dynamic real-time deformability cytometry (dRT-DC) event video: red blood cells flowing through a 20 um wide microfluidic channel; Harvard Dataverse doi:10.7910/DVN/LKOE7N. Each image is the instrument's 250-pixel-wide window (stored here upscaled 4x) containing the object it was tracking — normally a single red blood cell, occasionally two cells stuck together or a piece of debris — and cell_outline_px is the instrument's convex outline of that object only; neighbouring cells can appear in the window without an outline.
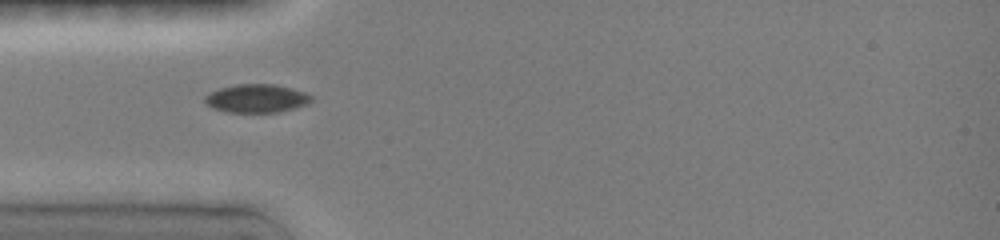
{"species": "common noctule bat (a hibernating species)", "species_latin": "Nyctalus noctula", "temperature_condition": "room temperature", "stored_images_in_passage": 4, "camera_frame_rate_fps": 3000, "um_per_image_px": 0.085, "animal": {"sex": "female", "body_mass_g": 19.0, "forearm_length_mm": 51.5}, "frame": {"image": 1, "passage_image": 2, "time_ms": 1.0, "image_size_px": [1000, 240], "cell_outline_px": [[312, 100], [308, 104], [296, 108], [280, 112], [224, 112], [212, 108], [204, 100], [204, 96], [220, 88], [236, 84], [272, 84], [304, 92], [312, 96]], "centroid_in_image_um": [21.81, 8.38], "position_along_channel_um": 63.2, "area_um2": 17.51}}
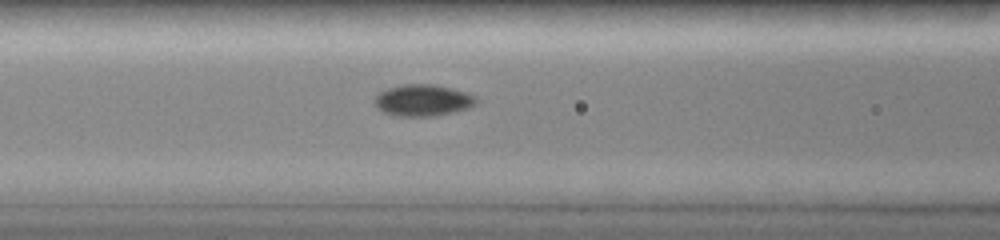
{"frame": {"image": 2, "passage_image": 4, "time_ms": 2.667, "image_size_px": [1000, 240], "cell_outline_px": [[476, 104], [468, 108], [436, 116], [396, 116], [380, 112], [376, 108], [376, 96], [380, 92], [388, 88], [404, 84], [432, 84], [464, 92], [476, 96]], "centroid_in_image_um": [35.91, 8.54], "position_along_channel_um": 130.7, "area_um2": 18.55}}